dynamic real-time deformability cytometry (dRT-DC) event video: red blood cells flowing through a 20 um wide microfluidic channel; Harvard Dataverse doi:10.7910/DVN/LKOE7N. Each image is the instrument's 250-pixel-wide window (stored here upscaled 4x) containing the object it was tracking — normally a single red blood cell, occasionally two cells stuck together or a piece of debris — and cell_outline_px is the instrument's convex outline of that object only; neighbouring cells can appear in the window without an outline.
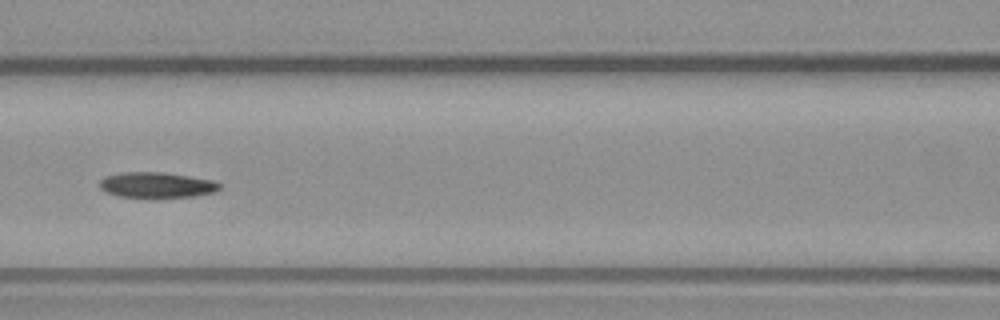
{"species": "common noctule bat (a hibernating species)", "species_latin": "Nyctalus noctula", "temperature_condition": "warm", "stored_images_in_passage": 40, "camera_frame_rate_fps": 3000, "um_per_image_px": 0.085, "animal": {"sex": "male", "body_mass_g": 23.1, "forearm_length_mm": 52.7}, "frame": {"image": 1, "passage_image": 21, "time_ms": 6.667, "image_size_px": [1000, 320], "cell_outline_px": [[220, 188], [216, 192], [192, 196], [148, 200], [120, 196], [104, 192], [100, 188], [100, 180], [104, 176], [120, 172], [160, 172], [188, 176], [212, 180], [220, 184]], "centroid_in_image_um": [13.26, 15.76], "position_along_channel_um": 153.3, "area_um2": 18.5}}
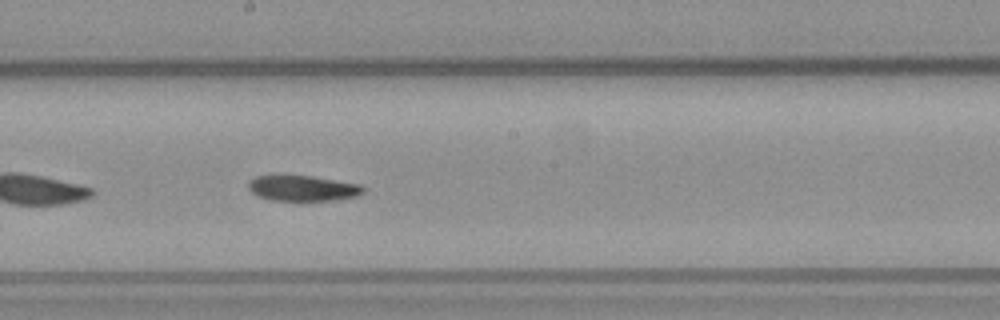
{"frame": {"image": 2, "passage_image": 26, "time_ms": 8.333, "image_size_px": [1000, 320], "cell_outline_px": [[364, 192], [356, 196], [336, 200], [272, 200], [260, 196], [252, 192], [248, 188], [248, 180], [256, 176], [272, 172], [280, 172], [312, 176], [360, 184], [364, 188]], "centroid_in_image_um": [25.65, 15.94], "position_along_channel_um": 222.6, "area_um2": 17.8}}
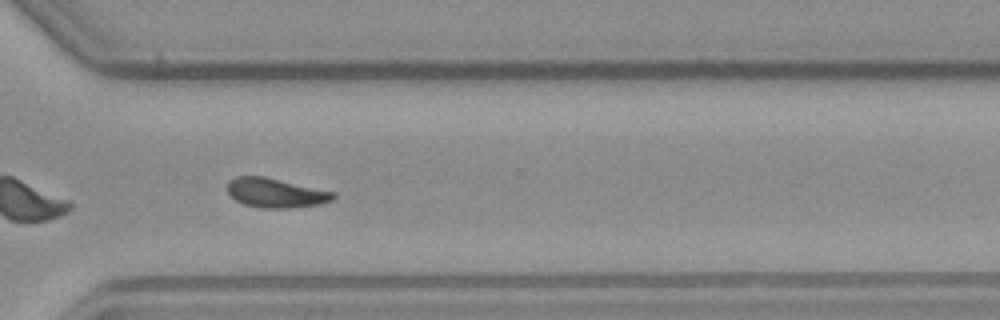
{"frame": {"image": 3, "passage_image": 35, "time_ms": 11.333, "image_size_px": [1000, 320], "cell_outline_px": [[336, 196], [332, 200], [320, 204], [288, 208], [260, 208], [244, 204], [236, 200], [228, 192], [228, 180], [236, 176], [264, 176], [336, 192]], "centroid_in_image_um": [23.44, 16.39], "position_along_channel_um": 347.2, "area_um2": 18.15}}